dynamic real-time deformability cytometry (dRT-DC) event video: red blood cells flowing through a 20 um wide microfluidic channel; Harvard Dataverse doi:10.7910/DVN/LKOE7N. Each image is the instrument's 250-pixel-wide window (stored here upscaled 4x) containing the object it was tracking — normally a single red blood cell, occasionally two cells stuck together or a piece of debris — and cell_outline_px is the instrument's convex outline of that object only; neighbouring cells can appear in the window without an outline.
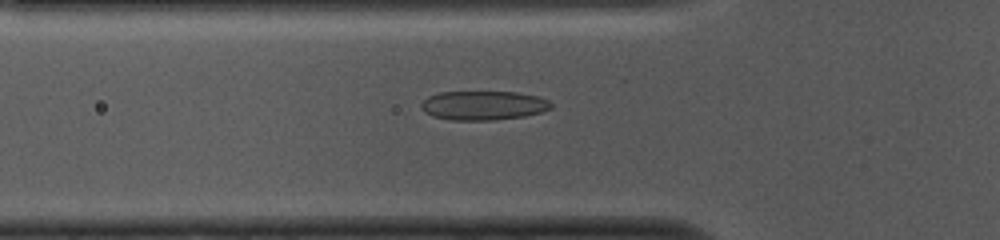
{"species": "common noctule bat (a hibernating species)", "species_latin": "Nyctalus noctula", "temperature_condition": "cold", "stored_images_in_passage": 52, "camera_frame_rate_fps": 3000, "um_per_image_px": 0.085, "animal": {"sex": "female", "body_mass_g": 10.0, "forearm_length_mm": 53.1}, "frame": {"image": 1, "passage_image": 16, "time_ms": 5.0, "image_size_px": [1000, 240], "cell_outline_px": [[552, 108], [540, 112], [524, 116], [492, 120], [452, 120], [432, 116], [424, 112], [420, 108], [420, 104], [428, 96], [440, 92], [516, 92], [536, 96], [548, 100], [552, 104]], "centroid_in_image_um": [41.05, 8.96], "position_along_channel_um": 84.7, "area_um2": 22.02}}
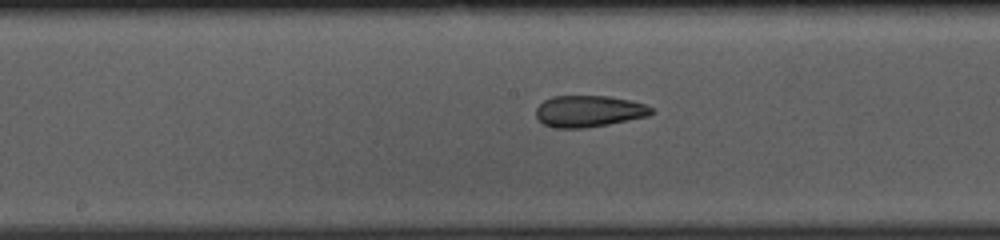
{"frame": {"image": 2, "passage_image": 25, "time_ms": 8.0, "image_size_px": [1000, 240], "cell_outline_px": [[656, 112], [648, 116], [608, 124], [584, 128], [556, 128], [544, 124], [536, 116], [536, 108], [544, 100], [552, 96], [608, 96], [628, 100], [644, 104], [652, 108]], "centroid_in_image_um": [50.05, 9.45], "position_along_channel_um": 198.2, "area_um2": 21.1}}
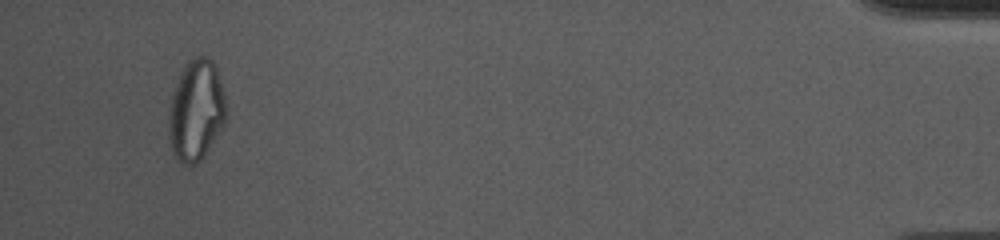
{"frame": {"image": 3, "passage_image": 49, "time_ms": 16.0, "image_size_px": [1000, 240], "cell_outline_px": [[224, 124], [204, 156], [196, 164], [184, 164], [172, 152], [168, 136], [168, 112], [172, 92], [180, 72], [188, 60], [196, 56], [208, 56], [212, 60], [216, 68], [224, 96]], "centroid_in_image_um": [16.62, 9.37], "position_along_channel_um": 418.6, "area_um2": 33.58}, "authors_computed_cell_mechanics": {"area_um2": 23.3801, "velocity_mm_per_s": 3.7468, "shape_relaxation_time_tau1_ms": null, "shape_relaxation_time_tau2_ms": 2.4462, "deformation_change_tau1": null, "deformation_change_tau2": 0.0904}}